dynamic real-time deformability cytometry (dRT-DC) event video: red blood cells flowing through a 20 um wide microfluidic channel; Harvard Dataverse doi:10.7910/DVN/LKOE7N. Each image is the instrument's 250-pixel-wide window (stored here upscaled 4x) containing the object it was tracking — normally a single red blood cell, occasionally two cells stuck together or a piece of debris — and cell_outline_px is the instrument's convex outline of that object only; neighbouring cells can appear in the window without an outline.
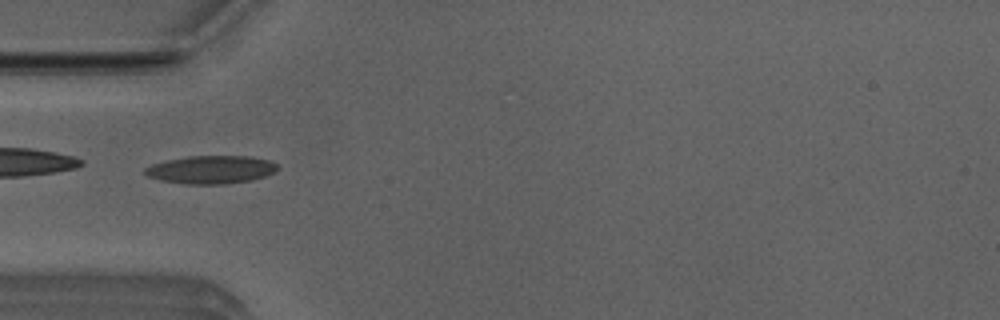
{"species": "Egyptian fruit bat (a non-hibernating species)", "species_latin": "Rousettus aegyptiacus", "temperature_condition": "room temperature", "stored_images_in_passage": 11, "camera_frame_rate_fps": 3000, "um_per_image_px": 0.085, "animal": {"sex": "male"}, "frame": {"image": 1, "passage_image": 2, "time_ms": 0.333, "image_size_px": [1000, 320], "cell_outline_px": [[276, 172], [252, 180], [224, 184], [184, 184], [160, 180], [148, 176], [144, 172], [144, 168], [152, 164], [168, 160], [188, 156], [248, 156], [268, 160], [276, 164]], "centroid_in_image_um": [17.92, 14.42], "position_along_channel_um": 67.1, "area_um2": 21.56}}